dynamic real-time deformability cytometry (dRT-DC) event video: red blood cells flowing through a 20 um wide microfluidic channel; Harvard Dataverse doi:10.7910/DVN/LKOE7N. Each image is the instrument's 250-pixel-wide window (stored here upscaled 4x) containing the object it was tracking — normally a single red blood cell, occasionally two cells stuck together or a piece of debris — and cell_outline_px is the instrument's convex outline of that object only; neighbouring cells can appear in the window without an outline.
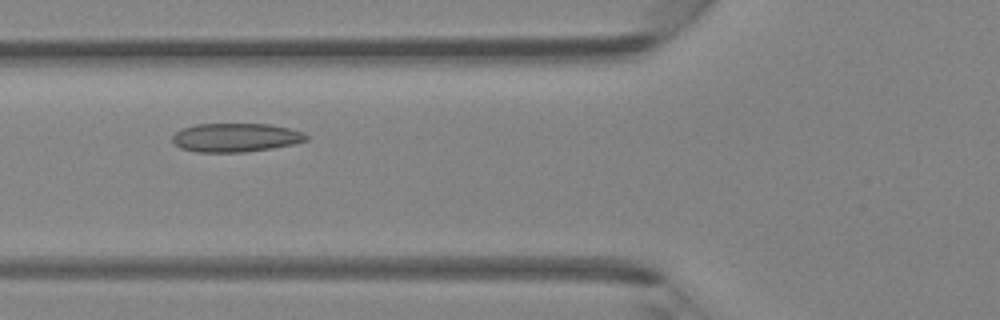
{"species": "Egyptian fruit bat (a non-hibernating species)", "species_latin": "Rousettus aegyptiacus", "temperature_condition": "room temperature", "stored_images_in_passage": 42, "camera_frame_rate_fps": 3000, "um_per_image_px": 0.085, "animal": {"sex": "female"}, "frame": {"image": 1, "passage_image": 14, "time_ms": 4.333, "image_size_px": [1000, 320], "cell_outline_px": [[308, 140], [292, 144], [272, 148], [244, 152], [196, 152], [180, 148], [172, 140], [172, 136], [180, 128], [196, 124], [268, 124], [292, 128], [304, 132], [308, 136]], "centroid_in_image_um": [20.04, 11.68], "position_along_channel_um": 105.8, "area_um2": 22.54}}
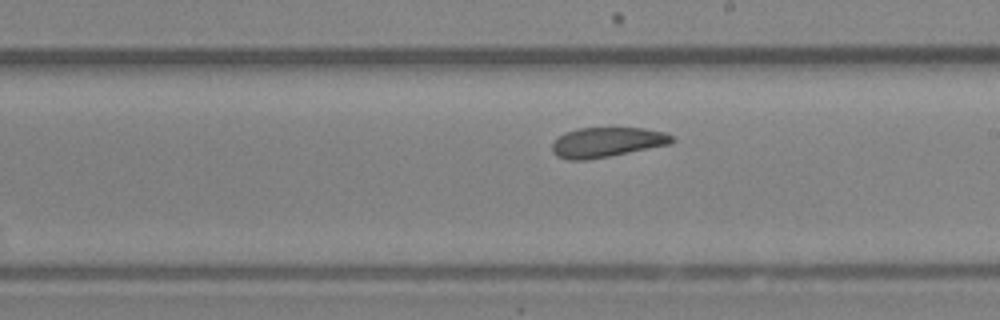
{"frame": {"image": 2, "passage_image": 23, "time_ms": 7.333, "image_size_px": [1000, 320], "cell_outline_px": [[676, 140], [672, 144], [588, 160], [568, 160], [556, 156], [552, 152], [552, 144], [564, 132], [576, 128], [644, 128], [664, 132], [672, 136]], "centroid_in_image_um": [51.59, 12.09], "position_along_channel_um": 237.4, "area_um2": 20.98}}
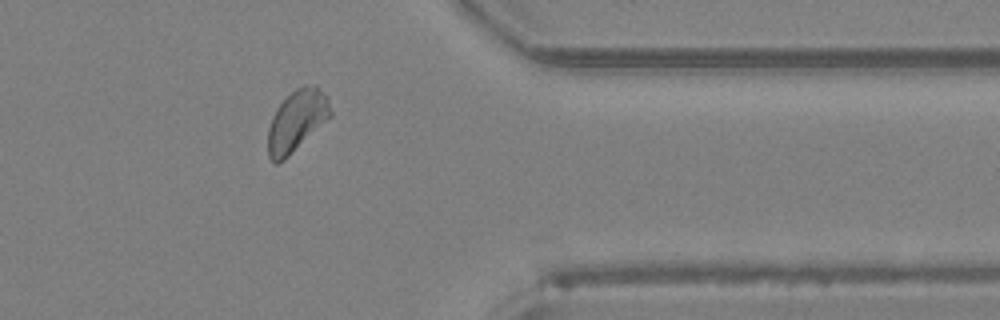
{"frame": {"image": 3, "passage_image": 34, "time_ms": 11.0, "image_size_px": [1000, 320], "cell_outline_px": [[332, 116], [284, 160], [276, 164], [268, 156], [268, 128], [272, 116], [276, 108], [296, 88], [304, 84], [316, 84], [328, 96], [332, 112]], "centroid_in_image_um": [25.25, 10.24], "position_along_channel_um": 386.2, "area_um2": 22.48}}